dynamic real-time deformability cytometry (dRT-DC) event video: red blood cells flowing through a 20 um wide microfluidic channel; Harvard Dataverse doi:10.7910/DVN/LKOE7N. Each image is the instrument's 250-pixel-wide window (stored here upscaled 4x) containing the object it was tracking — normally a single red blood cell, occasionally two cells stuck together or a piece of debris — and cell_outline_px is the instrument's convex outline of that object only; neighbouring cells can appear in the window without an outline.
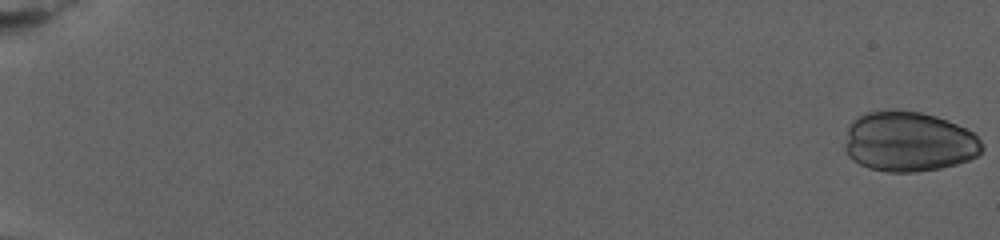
{"species": "human", "species_latin": "Homo sapiens", "temperature_condition": "warm", "stored_images_in_passage": 83, "camera_frame_rate_fps": 3000, "um_per_image_px": 0.085, "donor": {"sex": "female"}, "frame": {"image": 1, "passage_image": 1, "time_ms": 0.0, "image_size_px": [1000, 240], "cell_outline_px": [[984, 148], [976, 156], [968, 160], [956, 164], [940, 168], [916, 172], [888, 172], [868, 168], [852, 160], [848, 156], [844, 148], [844, 144], [848, 124], [852, 120], [868, 112], [920, 112], [936, 116], [948, 120], [972, 132], [980, 140]], "centroid_in_image_um": [77.22, 12.07], "position_along_channel_um": 7.8, "area_um2": 47.74}}
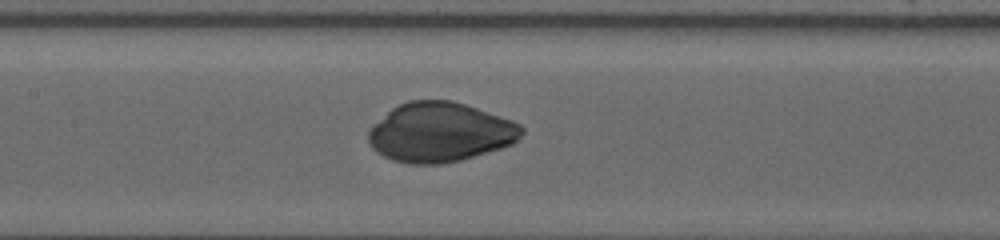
{"frame": {"image": 2, "passage_image": 39, "time_ms": 14.0, "image_size_px": [1000, 240], "cell_outline_px": [[524, 132], [512, 144], [500, 148], [460, 160], [440, 164], [408, 164], [392, 160], [376, 152], [368, 144], [368, 132], [372, 124], [392, 108], [408, 100], [452, 100], [512, 120], [520, 124], [524, 128]], "centroid_in_image_um": [37.37, 11.24], "position_along_channel_um": 170.0, "area_um2": 53.12}}
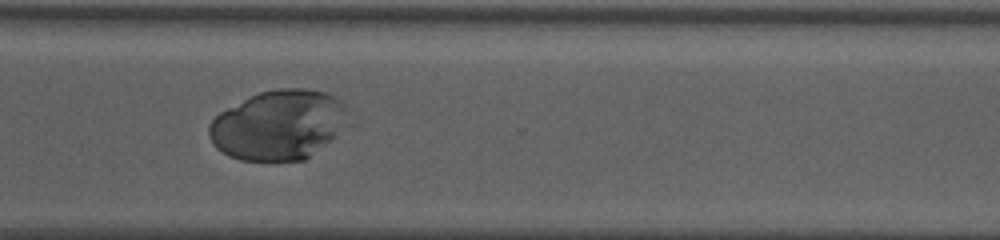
{"frame": {"image": 3, "passage_image": 61, "time_ms": 20.667, "image_size_px": [1000, 240], "cell_outline_px": [[352, 124], [304, 160], [268, 164], [240, 160], [228, 156], [216, 148], [212, 144], [208, 136], [208, 124], [220, 112], [260, 92], [276, 88], [304, 88], [328, 92], [336, 96], [340, 100]], "centroid_in_image_um": [23.69, 10.66], "position_along_channel_um": 346.9, "area_um2": 57.8}}